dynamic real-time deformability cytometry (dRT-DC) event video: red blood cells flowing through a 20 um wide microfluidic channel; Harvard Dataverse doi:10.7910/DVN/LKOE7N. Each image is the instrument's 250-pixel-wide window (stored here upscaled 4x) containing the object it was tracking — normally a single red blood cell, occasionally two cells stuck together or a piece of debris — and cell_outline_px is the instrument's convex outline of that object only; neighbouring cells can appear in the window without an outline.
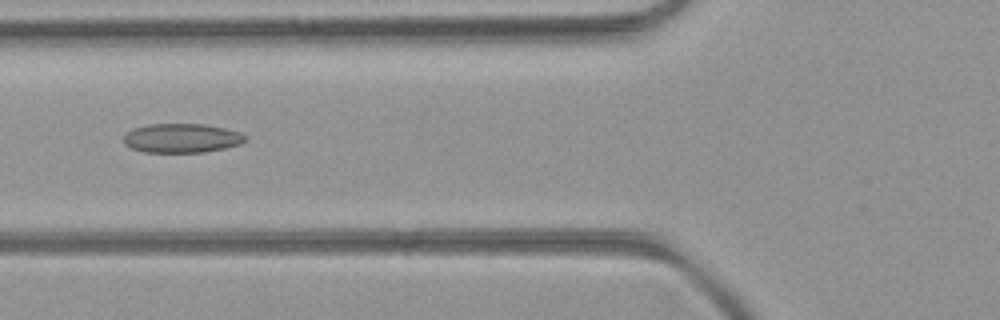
{"species": "common noctule bat (a hibernating species)", "species_latin": "Nyctalus noctula", "temperature_condition": "room temperature", "stored_images_in_passage": 14, "camera_frame_rate_fps": 3000, "um_per_image_px": 0.085, "animal": {"sex": "female", "body_mass_g": 21.9}, "frame": {"image": 1, "passage_image": 5, "time_ms": 1.333, "image_size_px": [1000, 320], "cell_outline_px": [[248, 136], [240, 144], [224, 148], [204, 152], [144, 152], [132, 148], [124, 144], [124, 136], [132, 128], [148, 124], [204, 124], [224, 128], [240, 132]], "centroid_in_image_um": [15.44, 11.73], "position_along_channel_um": 110.4, "area_um2": 20.63}}